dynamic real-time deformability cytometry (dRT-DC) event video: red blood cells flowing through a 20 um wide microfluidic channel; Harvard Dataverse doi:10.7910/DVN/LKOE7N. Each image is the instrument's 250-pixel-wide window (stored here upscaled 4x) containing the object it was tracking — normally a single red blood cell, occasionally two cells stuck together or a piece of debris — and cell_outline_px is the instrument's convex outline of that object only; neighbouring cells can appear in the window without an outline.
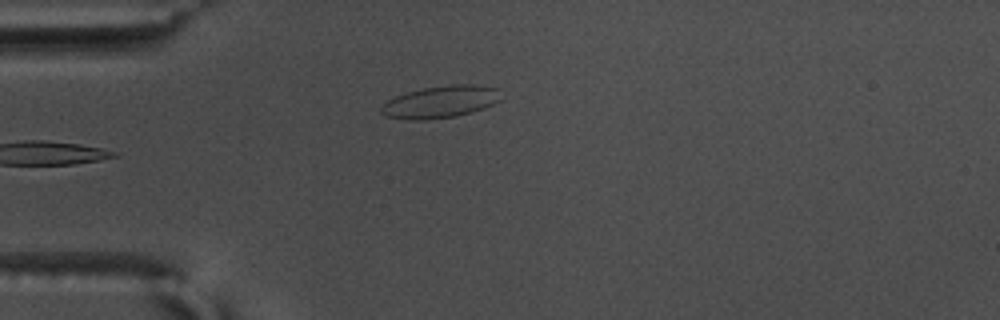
{"species": "common noctule bat (a hibernating species)", "species_latin": "Nyctalus noctula", "temperature_condition": "warm", "stored_images_in_passage": 26, "segment_of_instrument_passage": [1, 2], "camera_frame_rate_fps": 3000, "um_per_image_px": 0.085, "animal": {"sex": "male", "body_mass_g": 17.5, "forearm_length_mm": 52.3}, "frame": {"image": 1, "passage_image": 1, "time_ms": 0.0, "image_size_px": [1000, 320], "cell_outline_px": [[500, 100], [484, 108], [456, 116], [424, 120], [408, 120], [384, 116], [380, 112], [380, 108], [388, 100], [396, 96], [408, 92], [424, 88], [452, 84], [476, 84], [496, 88]], "centroid_in_image_um": [37.4, 8.66], "position_along_channel_um": 47.6, "area_um2": 22.25}}
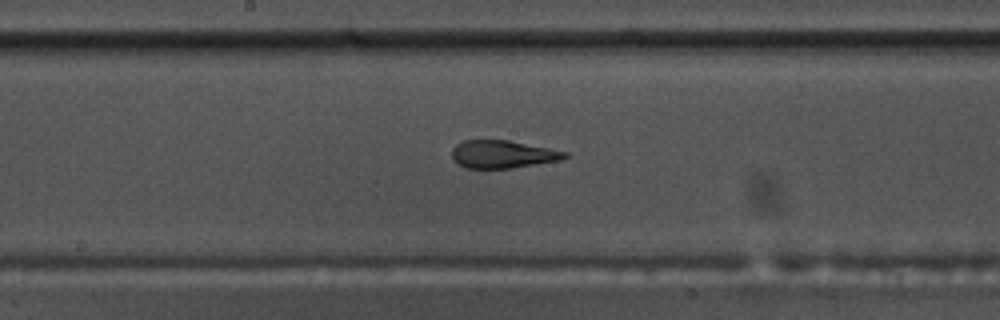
{"frame": {"image": 2, "passage_image": 11, "time_ms": 3.333, "image_size_px": [1000, 320], "cell_outline_px": [[568, 156], [560, 160], [512, 168], [464, 168], [452, 156], [452, 148], [456, 144], [464, 140], [508, 140], [568, 152]], "centroid_in_image_um": [42.72, 13.11], "position_along_channel_um": 205.5, "area_um2": 18.09}}
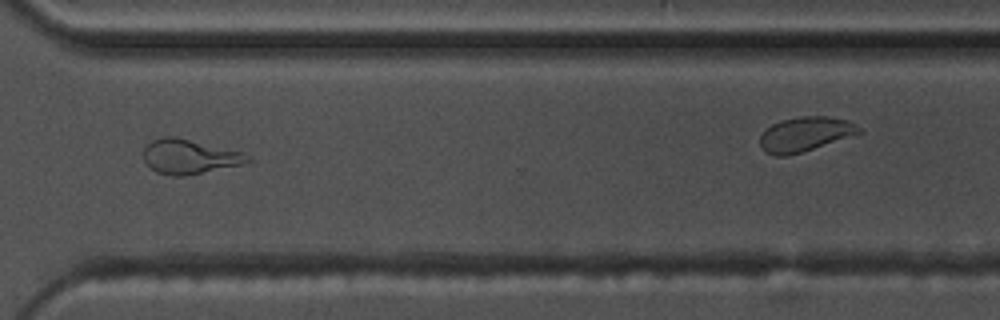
{"frame": {"image": 3, "passage_image": 23, "time_ms": 7.333, "image_size_px": [1000, 320], "cell_outline_px": [[252, 160], [240, 164], [184, 176], [172, 176], [156, 172], [144, 160], [144, 148], [152, 140], [160, 136], [176, 136], [244, 152]], "centroid_in_image_um": [16.07, 13.29], "position_along_channel_um": 354.5, "area_um2": 20.81}}